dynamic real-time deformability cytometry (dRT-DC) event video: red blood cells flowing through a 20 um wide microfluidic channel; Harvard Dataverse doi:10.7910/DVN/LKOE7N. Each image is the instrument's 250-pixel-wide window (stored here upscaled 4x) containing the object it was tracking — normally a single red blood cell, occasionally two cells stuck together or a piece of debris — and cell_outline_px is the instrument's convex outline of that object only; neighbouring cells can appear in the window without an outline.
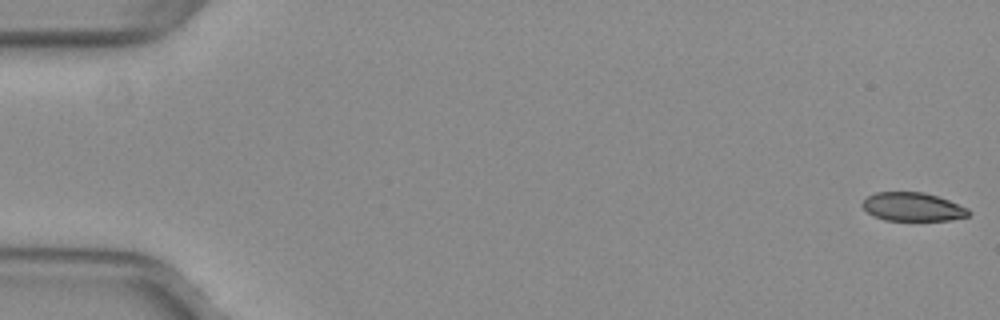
{"species": "common noctule bat (a hibernating species)", "species_latin": "Nyctalus noctula", "temperature_condition": "warm", "stored_images_in_passage": 21, "camera_frame_rate_fps": 3000, "um_per_image_px": 0.085, "animal": {"sex": "female", "body_mass_g": 29.2, "forearm_length_mm": 56.3}, "frame": {"image": 1, "passage_image": 1, "time_ms": 0.0, "image_size_px": [1000, 320], "cell_outline_px": [[972, 212], [968, 216], [948, 220], [884, 220], [872, 216], [860, 204], [868, 196], [876, 192], [924, 192], [948, 200], [968, 208]], "centroid_in_image_um": [77.57, 17.58], "position_along_channel_um": 7.4, "area_um2": 17.63}}
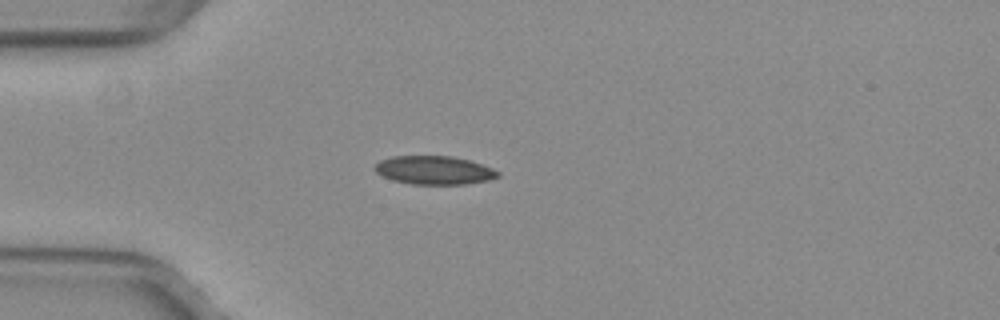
{"frame": {"image": 2, "passage_image": 15, "time_ms": 4.667, "image_size_px": [1000, 320], "cell_outline_px": [[500, 176], [488, 180], [464, 184], [412, 184], [392, 180], [376, 172], [372, 168], [380, 160], [392, 156], [452, 156], [468, 160], [492, 168], [500, 172]], "centroid_in_image_um": [36.88, 14.46], "position_along_channel_um": 48.1, "area_um2": 20.35}}
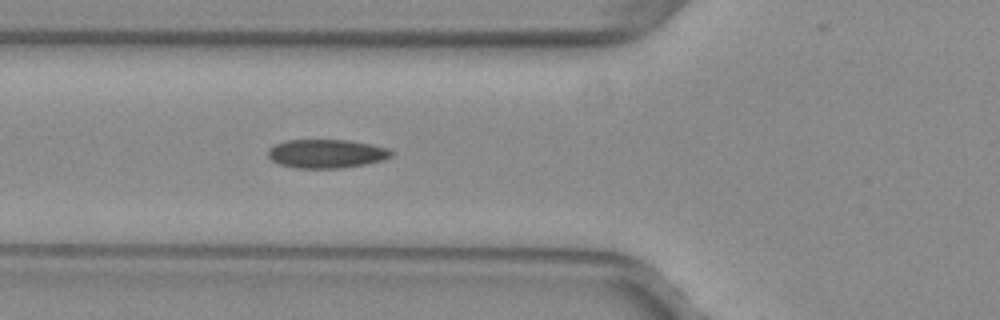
{"frame": {"image": 3, "passage_image": 20, "time_ms": 6.333, "image_size_px": [1000, 320], "cell_outline_px": [[392, 156], [380, 160], [364, 164], [340, 168], [296, 168], [280, 164], [272, 160], [268, 156], [268, 148], [276, 144], [288, 140], [348, 140], [372, 144], [388, 148], [392, 152]], "centroid_in_image_um": [27.73, 13.05], "position_along_channel_um": 98.1, "area_um2": 20.46}}